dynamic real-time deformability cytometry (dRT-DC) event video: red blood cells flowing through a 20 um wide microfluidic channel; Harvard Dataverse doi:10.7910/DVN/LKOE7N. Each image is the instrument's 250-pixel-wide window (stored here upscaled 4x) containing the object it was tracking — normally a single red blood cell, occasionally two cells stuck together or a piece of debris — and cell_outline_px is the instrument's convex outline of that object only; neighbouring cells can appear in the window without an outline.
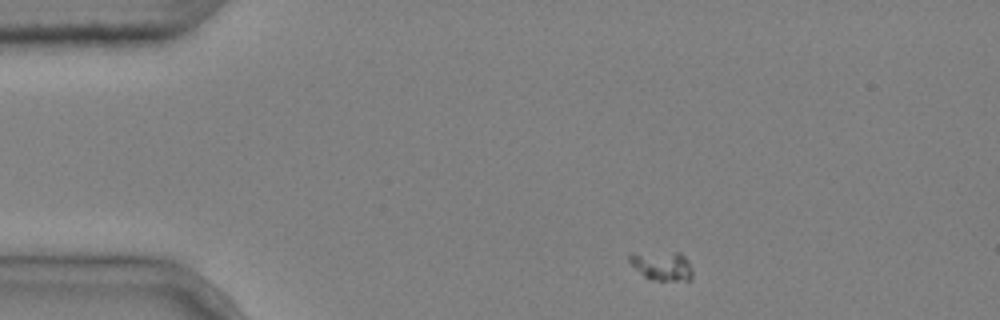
{"species": "common noctule bat (a hibernating species)", "species_latin": "Nyctalus noctula", "temperature_condition": "cold", "stored_images_in_passage": 3, "camera_frame_rate_fps": 3000, "um_per_image_px": 0.085, "animal": {"sex": "male", "body_mass_g": 20.4}, "frame": {"image": 1, "passage_image": 1, "time_ms": 0.0, "image_size_px": [1000, 320], "cell_outline_px": [[692, 276], [688, 280], [652, 280], [644, 276], [628, 260], [628, 256], [676, 252], [680, 252], [688, 260], [692, 268]], "centroid_in_image_um": [56.35, 22.63], "position_along_channel_um": 28.6, "area_um2": 10.12}}